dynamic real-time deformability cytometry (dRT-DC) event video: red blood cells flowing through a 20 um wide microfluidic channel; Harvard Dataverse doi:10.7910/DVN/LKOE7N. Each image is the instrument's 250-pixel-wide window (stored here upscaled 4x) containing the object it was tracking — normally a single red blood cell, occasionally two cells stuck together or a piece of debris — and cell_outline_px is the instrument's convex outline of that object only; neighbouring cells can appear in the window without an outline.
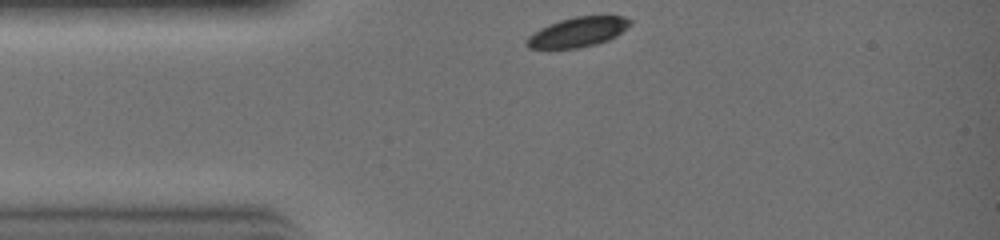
{"species": "common noctule bat (a hibernating species)", "species_latin": "Nyctalus noctula", "temperature_condition": "warm", "stored_images_in_passage": 17, "camera_frame_rate_fps": 3000, "um_per_image_px": 0.085, "animal": {"sex": "female", "body_mass_g": 19.0, "forearm_length_mm": 51.5}, "frame": {"image": 1, "passage_image": 1, "time_ms": 0.0, "image_size_px": [1000, 240], "cell_outline_px": [[632, 24], [616, 36], [608, 40], [596, 44], [576, 48], [528, 48], [524, 44], [524, 40], [528, 36], [540, 28], [560, 20], [576, 16], [624, 16], [632, 20]], "centroid_in_image_um": [49.11, 2.72], "position_along_channel_um": 35.9, "area_um2": 17.92}}